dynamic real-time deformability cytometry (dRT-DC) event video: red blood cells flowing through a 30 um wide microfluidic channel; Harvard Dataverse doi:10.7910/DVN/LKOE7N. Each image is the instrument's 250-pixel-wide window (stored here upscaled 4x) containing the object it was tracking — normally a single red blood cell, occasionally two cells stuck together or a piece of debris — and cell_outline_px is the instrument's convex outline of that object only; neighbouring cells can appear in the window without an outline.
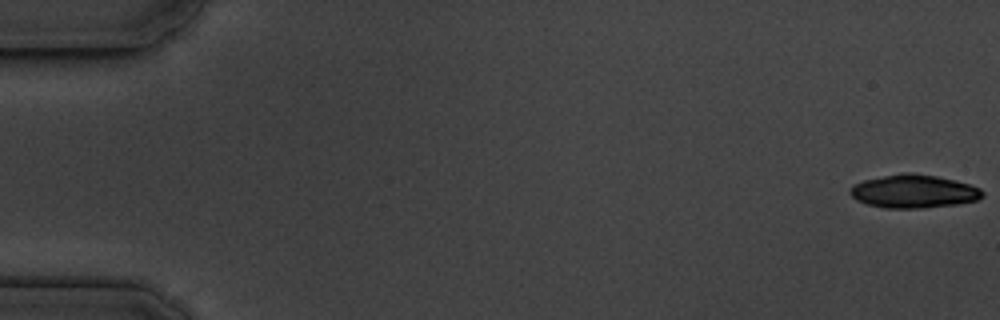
{"species": "common noctule bat (a hibernating species)", "species_latin": "Nyctalus noctula", "temperature_condition": "cold", "stored_images_in_passage": 55, "camera_frame_rate_fps": 3000, "um_per_image_px": 0.085, "animal": {"sex": "male", "body_mass_g": 19.5, "forearm_length_mm": 54.6}, "frame": {"image": 1, "passage_image": 1, "time_ms": 0.0, "image_size_px": [1000, 320], "cell_outline_px": [[984, 196], [976, 200], [956, 204], [924, 208], [884, 208], [868, 204], [856, 200], [848, 192], [848, 188], [852, 184], [864, 180], [904, 172], [912, 172], [936, 176], [956, 180], [980, 188], [984, 192]], "centroid_in_image_um": [77.64, 16.26], "position_along_channel_um": 7.4, "area_um2": 25.78}}
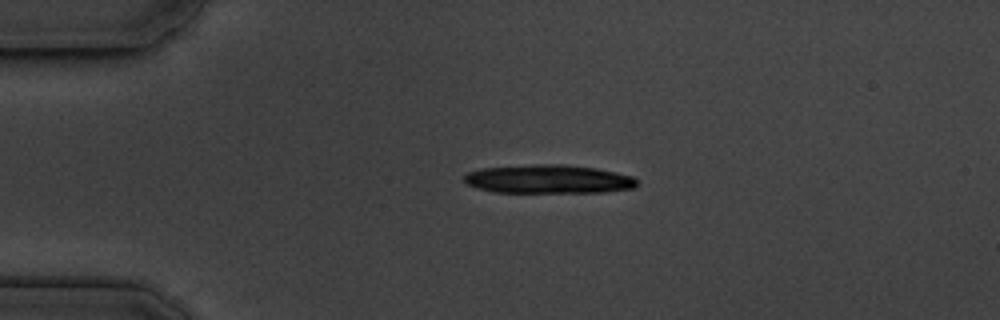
{"frame": {"image": 2, "passage_image": 13, "time_ms": 4.0, "image_size_px": [1000, 320], "cell_outline_px": [[636, 184], [632, 188], [604, 192], [496, 192], [476, 188], [468, 184], [464, 180], [464, 176], [468, 172], [480, 168], [536, 164], [564, 164], [596, 168], [616, 172], [632, 176], [636, 180]], "centroid_in_image_um": [46.59, 15.22], "position_along_channel_um": 38.4, "area_um2": 28.78}}
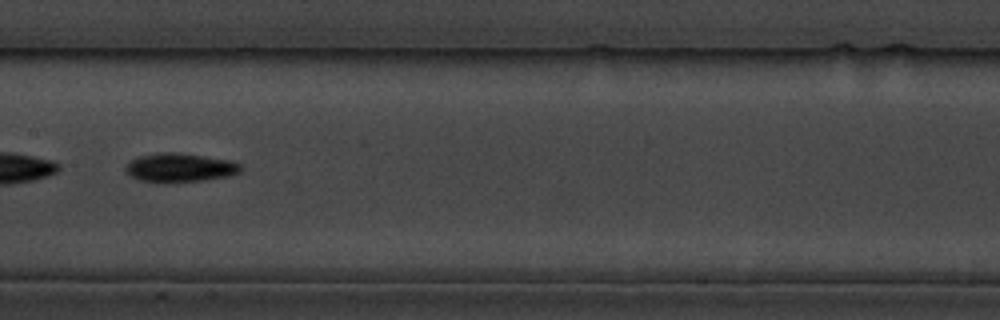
{"frame": {"image": 3, "passage_image": 29, "time_ms": 9.333, "image_size_px": [1000, 320], "cell_outline_px": [[240, 172], [228, 176], [204, 180], [140, 180], [124, 172], [124, 168], [132, 160], [140, 156], [156, 152], [180, 152], [232, 160], [240, 164]], "centroid_in_image_um": [15.31, 14.2], "position_along_channel_um": 192.1, "area_um2": 18.79}, "authors_computed_cell_mechanics": {"area_um2": 18.7272, "velocity_mm_per_s": 3.6433, "shape_relaxation_time_tau1_ms": 2.0628, "shape_relaxation_time_tau2_ms": null, "deformation_change_tau1": 0.1434, "deformation_change_tau2": null}}